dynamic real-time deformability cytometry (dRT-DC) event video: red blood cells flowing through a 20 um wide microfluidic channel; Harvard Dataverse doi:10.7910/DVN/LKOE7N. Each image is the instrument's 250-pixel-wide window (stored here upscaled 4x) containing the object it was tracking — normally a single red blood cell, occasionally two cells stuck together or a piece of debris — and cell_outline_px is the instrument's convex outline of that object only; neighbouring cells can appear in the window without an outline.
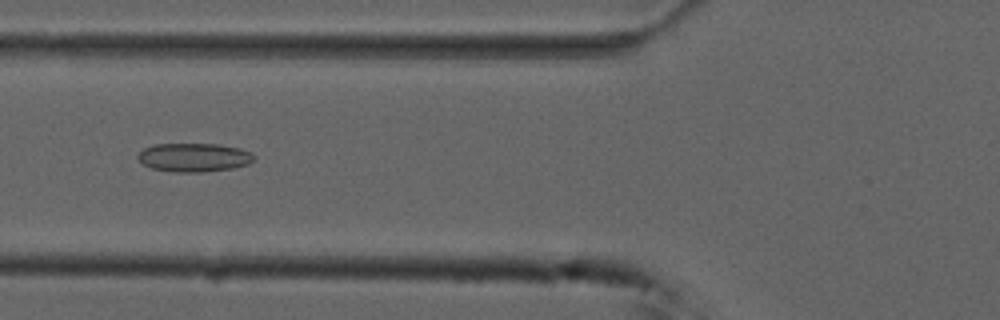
{"species": "common noctule bat (a hibernating species)", "species_latin": "Nyctalus noctula", "temperature_condition": "cold", "stored_images_in_passage": 54, "camera_frame_rate_fps": 3000, "um_per_image_px": 0.085, "animal": {"sex": "male", "forearm_length_mm": 52.5}, "frame": {"image": 1, "passage_image": 20, "time_ms": 6.333, "image_size_px": [1000, 320], "cell_outline_px": [[256, 160], [248, 164], [232, 168], [200, 172], [176, 172], [152, 168], [144, 164], [136, 156], [144, 148], [152, 144], [220, 144], [240, 148], [252, 152]], "centroid_in_image_um": [16.52, 13.37], "position_along_channel_um": 109.3, "area_um2": 19.42}}
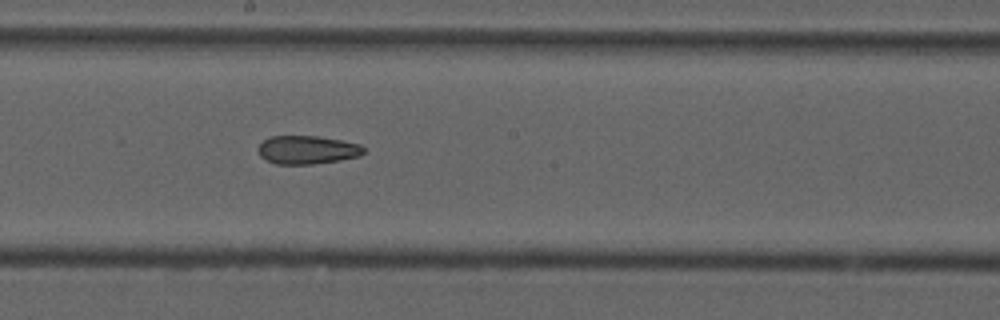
{"frame": {"image": 2, "passage_image": 29, "time_ms": 9.333, "image_size_px": [1000, 320], "cell_outline_px": [[364, 152], [360, 156], [340, 160], [312, 164], [276, 164], [260, 156], [256, 148], [264, 140], [272, 136], [320, 136], [360, 144], [364, 148]], "centroid_in_image_um": [26.11, 12.73], "position_along_channel_um": 222.1, "area_um2": 17.46}}
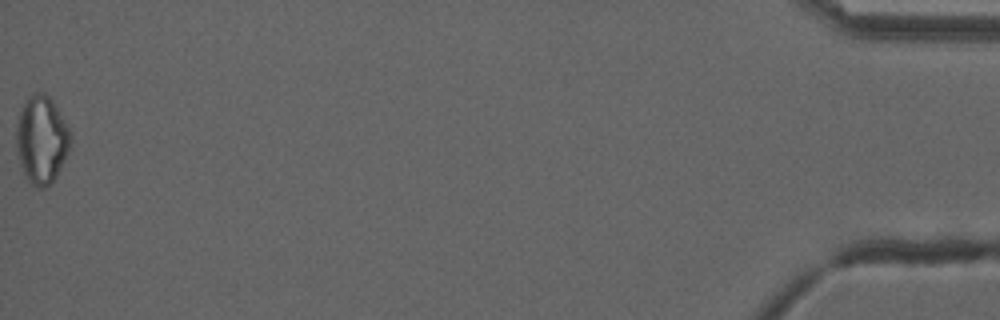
{"frame": {"image": 3, "passage_image": 54, "time_ms": 17.667, "image_size_px": [1000, 320], "cell_outline_px": [[72, 140], [68, 152], [56, 176], [48, 188], [36, 188], [24, 176], [20, 164], [16, 148], [16, 128], [20, 112], [24, 104], [36, 92], [44, 92], [52, 100], [68, 128], [72, 136]], "centroid_in_image_um": [3.53, 11.93], "position_along_channel_um": 431.7, "area_um2": 27.51}, "authors_computed_cell_mechanics": {"area_um2": 20.6635, "velocity_mm_per_s": 3.7462, "shape_relaxation_time_tau1_ms": null, "shape_relaxation_time_tau2_ms": 7.1905, "deformation_change_tau1": null, "deformation_change_tau2": 0.1583}}